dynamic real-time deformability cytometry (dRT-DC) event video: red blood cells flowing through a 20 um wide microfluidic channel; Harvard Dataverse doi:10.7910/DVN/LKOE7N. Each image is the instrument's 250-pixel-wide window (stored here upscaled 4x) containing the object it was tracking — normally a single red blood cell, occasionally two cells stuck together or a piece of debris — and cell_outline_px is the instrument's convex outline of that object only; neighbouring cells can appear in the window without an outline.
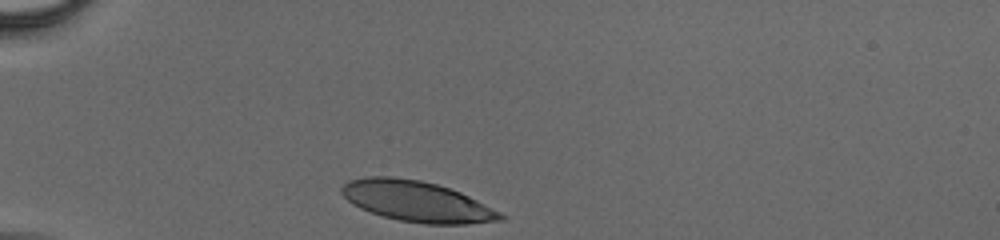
{"species": "human", "species_latin": "Homo sapiens", "temperature_condition": "cold", "stored_images_in_passage": 31, "camera_frame_rate_fps": 3000, "um_per_image_px": 0.085, "donor": {"sex": "male"}, "frame": {"image": 1, "passage_image": 1, "time_ms": 0.0, "image_size_px": [1000, 240], "cell_outline_px": [[504, 220], [464, 224], [424, 224], [400, 220], [384, 216], [360, 208], [352, 204], [340, 192], [340, 188], [348, 180], [368, 176], [392, 176], [420, 180], [436, 184], [460, 192], [500, 212], [504, 216]], "centroid_in_image_um": [35.39, 17.11], "position_along_channel_um": 49.6, "area_um2": 37.34}}
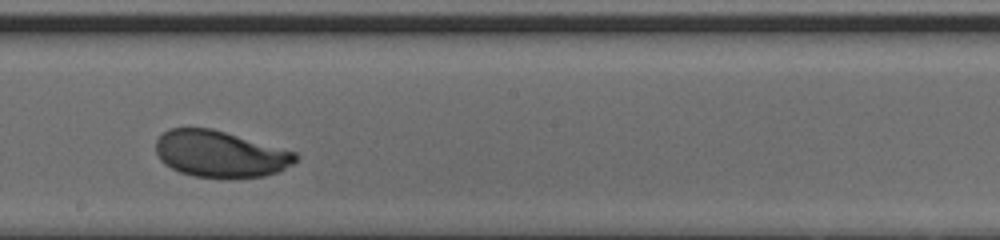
{"frame": {"image": 2, "passage_image": 18, "time_ms": 5.667, "image_size_px": [1000, 240], "cell_outline_px": [[296, 160], [292, 164], [280, 172], [264, 176], [192, 176], [180, 172], [164, 164], [160, 160], [156, 152], [156, 140], [168, 128], [212, 128], [296, 152]], "centroid_in_image_um": [18.69, 13.07], "position_along_channel_um": 229.5, "area_um2": 37.34}}
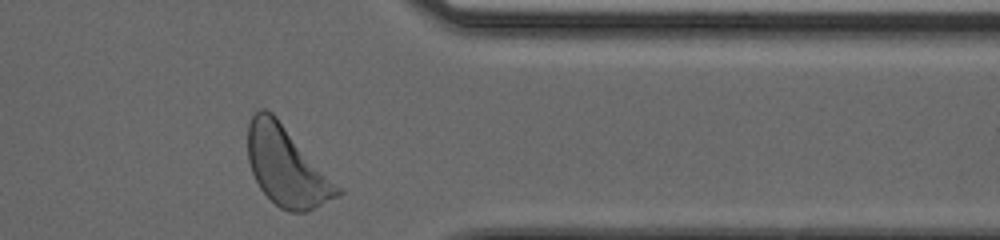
{"frame": {"image": 3, "passage_image": 31, "time_ms": 10.0, "image_size_px": [1000, 240], "cell_outline_px": [[344, 192], [340, 196], [304, 212], [288, 212], [280, 208], [260, 188], [252, 172], [248, 160], [248, 124], [252, 116], [260, 108], [264, 108], [272, 112], [276, 116]], "centroid_in_image_um": [24.34, 14.14], "position_along_channel_um": 387.1, "area_um2": 40.75}}